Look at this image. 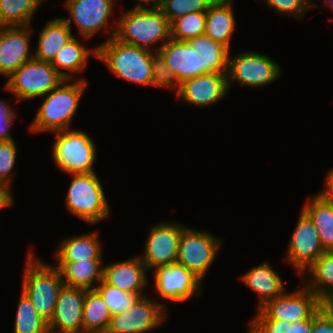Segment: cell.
<instances>
[{
	"label": "cell",
	"mask_w": 333,
	"mask_h": 333,
	"mask_svg": "<svg viewBox=\"0 0 333 333\" xmlns=\"http://www.w3.org/2000/svg\"><path fill=\"white\" fill-rule=\"evenodd\" d=\"M194 50L202 56L203 74L228 72L229 51L224 45L209 36L201 35L188 41Z\"/></svg>",
	"instance_id": "obj_27"
},
{
	"label": "cell",
	"mask_w": 333,
	"mask_h": 333,
	"mask_svg": "<svg viewBox=\"0 0 333 333\" xmlns=\"http://www.w3.org/2000/svg\"><path fill=\"white\" fill-rule=\"evenodd\" d=\"M43 0H0L1 26H30L32 15Z\"/></svg>",
	"instance_id": "obj_31"
},
{
	"label": "cell",
	"mask_w": 333,
	"mask_h": 333,
	"mask_svg": "<svg viewBox=\"0 0 333 333\" xmlns=\"http://www.w3.org/2000/svg\"><path fill=\"white\" fill-rule=\"evenodd\" d=\"M13 204V197L10 190H0V209Z\"/></svg>",
	"instance_id": "obj_43"
},
{
	"label": "cell",
	"mask_w": 333,
	"mask_h": 333,
	"mask_svg": "<svg viewBox=\"0 0 333 333\" xmlns=\"http://www.w3.org/2000/svg\"><path fill=\"white\" fill-rule=\"evenodd\" d=\"M86 289L63 285L48 329L62 333H83V305Z\"/></svg>",
	"instance_id": "obj_15"
},
{
	"label": "cell",
	"mask_w": 333,
	"mask_h": 333,
	"mask_svg": "<svg viewBox=\"0 0 333 333\" xmlns=\"http://www.w3.org/2000/svg\"><path fill=\"white\" fill-rule=\"evenodd\" d=\"M138 1L145 2V3H148L151 1L152 5H150V6H159L162 0H138Z\"/></svg>",
	"instance_id": "obj_44"
},
{
	"label": "cell",
	"mask_w": 333,
	"mask_h": 333,
	"mask_svg": "<svg viewBox=\"0 0 333 333\" xmlns=\"http://www.w3.org/2000/svg\"><path fill=\"white\" fill-rule=\"evenodd\" d=\"M111 33L118 41L151 51L150 45L171 39V23L158 6L144 7L137 4L131 11L122 15L117 31Z\"/></svg>",
	"instance_id": "obj_1"
},
{
	"label": "cell",
	"mask_w": 333,
	"mask_h": 333,
	"mask_svg": "<svg viewBox=\"0 0 333 333\" xmlns=\"http://www.w3.org/2000/svg\"><path fill=\"white\" fill-rule=\"evenodd\" d=\"M66 197L67 209L88 223H96L109 215V206L100 180L95 173L72 174Z\"/></svg>",
	"instance_id": "obj_5"
},
{
	"label": "cell",
	"mask_w": 333,
	"mask_h": 333,
	"mask_svg": "<svg viewBox=\"0 0 333 333\" xmlns=\"http://www.w3.org/2000/svg\"><path fill=\"white\" fill-rule=\"evenodd\" d=\"M326 2V4L330 5V7L333 8V0H327Z\"/></svg>",
	"instance_id": "obj_46"
},
{
	"label": "cell",
	"mask_w": 333,
	"mask_h": 333,
	"mask_svg": "<svg viewBox=\"0 0 333 333\" xmlns=\"http://www.w3.org/2000/svg\"><path fill=\"white\" fill-rule=\"evenodd\" d=\"M184 226L161 223L153 226L146 240L145 253L140 258L147 270L177 262L179 242Z\"/></svg>",
	"instance_id": "obj_13"
},
{
	"label": "cell",
	"mask_w": 333,
	"mask_h": 333,
	"mask_svg": "<svg viewBox=\"0 0 333 333\" xmlns=\"http://www.w3.org/2000/svg\"><path fill=\"white\" fill-rule=\"evenodd\" d=\"M154 275L155 289L166 300L182 302L188 300L197 290L202 281L191 271L179 263L156 267Z\"/></svg>",
	"instance_id": "obj_14"
},
{
	"label": "cell",
	"mask_w": 333,
	"mask_h": 333,
	"mask_svg": "<svg viewBox=\"0 0 333 333\" xmlns=\"http://www.w3.org/2000/svg\"><path fill=\"white\" fill-rule=\"evenodd\" d=\"M313 278L306 287L313 291L323 304L333 301V251H326L310 267ZM330 287V288H329Z\"/></svg>",
	"instance_id": "obj_28"
},
{
	"label": "cell",
	"mask_w": 333,
	"mask_h": 333,
	"mask_svg": "<svg viewBox=\"0 0 333 333\" xmlns=\"http://www.w3.org/2000/svg\"><path fill=\"white\" fill-rule=\"evenodd\" d=\"M96 50V56L117 76L137 84L151 85L152 51L122 43L114 37Z\"/></svg>",
	"instance_id": "obj_3"
},
{
	"label": "cell",
	"mask_w": 333,
	"mask_h": 333,
	"mask_svg": "<svg viewBox=\"0 0 333 333\" xmlns=\"http://www.w3.org/2000/svg\"><path fill=\"white\" fill-rule=\"evenodd\" d=\"M93 289L100 294L112 315L123 312L140 298L137 293L121 291L104 280L100 282L99 286H93Z\"/></svg>",
	"instance_id": "obj_34"
},
{
	"label": "cell",
	"mask_w": 333,
	"mask_h": 333,
	"mask_svg": "<svg viewBox=\"0 0 333 333\" xmlns=\"http://www.w3.org/2000/svg\"><path fill=\"white\" fill-rule=\"evenodd\" d=\"M33 256L29 253L27 257L22 292L31 300L37 313L49 323L64 281L56 266L46 265Z\"/></svg>",
	"instance_id": "obj_2"
},
{
	"label": "cell",
	"mask_w": 333,
	"mask_h": 333,
	"mask_svg": "<svg viewBox=\"0 0 333 333\" xmlns=\"http://www.w3.org/2000/svg\"><path fill=\"white\" fill-rule=\"evenodd\" d=\"M113 0H68L71 12L80 34L88 39L100 29H106L108 17L113 15Z\"/></svg>",
	"instance_id": "obj_19"
},
{
	"label": "cell",
	"mask_w": 333,
	"mask_h": 333,
	"mask_svg": "<svg viewBox=\"0 0 333 333\" xmlns=\"http://www.w3.org/2000/svg\"><path fill=\"white\" fill-rule=\"evenodd\" d=\"M249 333H311L312 317L290 323L284 320H253Z\"/></svg>",
	"instance_id": "obj_35"
},
{
	"label": "cell",
	"mask_w": 333,
	"mask_h": 333,
	"mask_svg": "<svg viewBox=\"0 0 333 333\" xmlns=\"http://www.w3.org/2000/svg\"><path fill=\"white\" fill-rule=\"evenodd\" d=\"M206 12H194L175 19L171 23V39L189 41L204 35Z\"/></svg>",
	"instance_id": "obj_33"
},
{
	"label": "cell",
	"mask_w": 333,
	"mask_h": 333,
	"mask_svg": "<svg viewBox=\"0 0 333 333\" xmlns=\"http://www.w3.org/2000/svg\"><path fill=\"white\" fill-rule=\"evenodd\" d=\"M12 108L6 104V102H0V141L13 140L8 132V129L14 120L16 112L11 110Z\"/></svg>",
	"instance_id": "obj_41"
},
{
	"label": "cell",
	"mask_w": 333,
	"mask_h": 333,
	"mask_svg": "<svg viewBox=\"0 0 333 333\" xmlns=\"http://www.w3.org/2000/svg\"><path fill=\"white\" fill-rule=\"evenodd\" d=\"M214 0H162L158 6L172 23L175 19L194 12H206Z\"/></svg>",
	"instance_id": "obj_36"
},
{
	"label": "cell",
	"mask_w": 333,
	"mask_h": 333,
	"mask_svg": "<svg viewBox=\"0 0 333 333\" xmlns=\"http://www.w3.org/2000/svg\"><path fill=\"white\" fill-rule=\"evenodd\" d=\"M325 252L316 227L302 211L288 245L287 261L303 275L306 267H310Z\"/></svg>",
	"instance_id": "obj_12"
},
{
	"label": "cell",
	"mask_w": 333,
	"mask_h": 333,
	"mask_svg": "<svg viewBox=\"0 0 333 333\" xmlns=\"http://www.w3.org/2000/svg\"><path fill=\"white\" fill-rule=\"evenodd\" d=\"M333 309V301L328 304Z\"/></svg>",
	"instance_id": "obj_48"
},
{
	"label": "cell",
	"mask_w": 333,
	"mask_h": 333,
	"mask_svg": "<svg viewBox=\"0 0 333 333\" xmlns=\"http://www.w3.org/2000/svg\"><path fill=\"white\" fill-rule=\"evenodd\" d=\"M164 304L141 296L123 312L111 316L106 333H146L165 319Z\"/></svg>",
	"instance_id": "obj_10"
},
{
	"label": "cell",
	"mask_w": 333,
	"mask_h": 333,
	"mask_svg": "<svg viewBox=\"0 0 333 333\" xmlns=\"http://www.w3.org/2000/svg\"><path fill=\"white\" fill-rule=\"evenodd\" d=\"M242 281L259 294L258 309L267 301L282 295L285 291L281 277L270 267L268 262L249 270L242 276Z\"/></svg>",
	"instance_id": "obj_23"
},
{
	"label": "cell",
	"mask_w": 333,
	"mask_h": 333,
	"mask_svg": "<svg viewBox=\"0 0 333 333\" xmlns=\"http://www.w3.org/2000/svg\"><path fill=\"white\" fill-rule=\"evenodd\" d=\"M220 244L219 239L211 233L185 227L179 242L177 263L202 281L215 259Z\"/></svg>",
	"instance_id": "obj_9"
},
{
	"label": "cell",
	"mask_w": 333,
	"mask_h": 333,
	"mask_svg": "<svg viewBox=\"0 0 333 333\" xmlns=\"http://www.w3.org/2000/svg\"><path fill=\"white\" fill-rule=\"evenodd\" d=\"M101 260H81L76 262H58L56 266L61 276H65L64 285L71 287L93 289L94 280L98 284L103 280V267H100Z\"/></svg>",
	"instance_id": "obj_25"
},
{
	"label": "cell",
	"mask_w": 333,
	"mask_h": 333,
	"mask_svg": "<svg viewBox=\"0 0 333 333\" xmlns=\"http://www.w3.org/2000/svg\"><path fill=\"white\" fill-rule=\"evenodd\" d=\"M64 80L51 62L33 57L9 76L5 88L22 101L47 95Z\"/></svg>",
	"instance_id": "obj_6"
},
{
	"label": "cell",
	"mask_w": 333,
	"mask_h": 333,
	"mask_svg": "<svg viewBox=\"0 0 333 333\" xmlns=\"http://www.w3.org/2000/svg\"><path fill=\"white\" fill-rule=\"evenodd\" d=\"M53 158L61 170L70 174L93 173L96 148L92 139L82 131H56Z\"/></svg>",
	"instance_id": "obj_7"
},
{
	"label": "cell",
	"mask_w": 333,
	"mask_h": 333,
	"mask_svg": "<svg viewBox=\"0 0 333 333\" xmlns=\"http://www.w3.org/2000/svg\"><path fill=\"white\" fill-rule=\"evenodd\" d=\"M313 222L326 251H333V200L320 193L307 202L302 210Z\"/></svg>",
	"instance_id": "obj_24"
},
{
	"label": "cell",
	"mask_w": 333,
	"mask_h": 333,
	"mask_svg": "<svg viewBox=\"0 0 333 333\" xmlns=\"http://www.w3.org/2000/svg\"><path fill=\"white\" fill-rule=\"evenodd\" d=\"M234 28L232 2L230 0H214L206 11L204 34L229 50Z\"/></svg>",
	"instance_id": "obj_21"
},
{
	"label": "cell",
	"mask_w": 333,
	"mask_h": 333,
	"mask_svg": "<svg viewBox=\"0 0 333 333\" xmlns=\"http://www.w3.org/2000/svg\"><path fill=\"white\" fill-rule=\"evenodd\" d=\"M97 235L95 232L65 239L57 249V262L101 260V246Z\"/></svg>",
	"instance_id": "obj_26"
},
{
	"label": "cell",
	"mask_w": 333,
	"mask_h": 333,
	"mask_svg": "<svg viewBox=\"0 0 333 333\" xmlns=\"http://www.w3.org/2000/svg\"><path fill=\"white\" fill-rule=\"evenodd\" d=\"M266 4L276 9L279 13L293 14L297 18L305 15L304 13L309 7L315 6L309 0H266Z\"/></svg>",
	"instance_id": "obj_39"
},
{
	"label": "cell",
	"mask_w": 333,
	"mask_h": 333,
	"mask_svg": "<svg viewBox=\"0 0 333 333\" xmlns=\"http://www.w3.org/2000/svg\"><path fill=\"white\" fill-rule=\"evenodd\" d=\"M311 333H333V309L328 304L312 316Z\"/></svg>",
	"instance_id": "obj_40"
},
{
	"label": "cell",
	"mask_w": 333,
	"mask_h": 333,
	"mask_svg": "<svg viewBox=\"0 0 333 333\" xmlns=\"http://www.w3.org/2000/svg\"><path fill=\"white\" fill-rule=\"evenodd\" d=\"M71 17L56 18L47 22L40 32L38 47L34 58L45 62H52L58 51L74 36L71 33Z\"/></svg>",
	"instance_id": "obj_22"
},
{
	"label": "cell",
	"mask_w": 333,
	"mask_h": 333,
	"mask_svg": "<svg viewBox=\"0 0 333 333\" xmlns=\"http://www.w3.org/2000/svg\"><path fill=\"white\" fill-rule=\"evenodd\" d=\"M151 85L177 88V92L179 91V83L176 80L175 76L171 73L163 55L159 51H152Z\"/></svg>",
	"instance_id": "obj_37"
},
{
	"label": "cell",
	"mask_w": 333,
	"mask_h": 333,
	"mask_svg": "<svg viewBox=\"0 0 333 333\" xmlns=\"http://www.w3.org/2000/svg\"><path fill=\"white\" fill-rule=\"evenodd\" d=\"M90 52L96 56L97 50L96 48L91 50L86 49L80 45L79 39L74 37L58 51L51 64L65 80H70L72 79V75L65 73L59 68H64L70 72L72 71V73L81 71L86 67Z\"/></svg>",
	"instance_id": "obj_30"
},
{
	"label": "cell",
	"mask_w": 333,
	"mask_h": 333,
	"mask_svg": "<svg viewBox=\"0 0 333 333\" xmlns=\"http://www.w3.org/2000/svg\"><path fill=\"white\" fill-rule=\"evenodd\" d=\"M31 32L29 26L0 27V74L9 77L34 57L29 55Z\"/></svg>",
	"instance_id": "obj_17"
},
{
	"label": "cell",
	"mask_w": 333,
	"mask_h": 333,
	"mask_svg": "<svg viewBox=\"0 0 333 333\" xmlns=\"http://www.w3.org/2000/svg\"><path fill=\"white\" fill-rule=\"evenodd\" d=\"M16 151L14 140L0 141V179L8 188H10L9 176L15 164Z\"/></svg>",
	"instance_id": "obj_38"
},
{
	"label": "cell",
	"mask_w": 333,
	"mask_h": 333,
	"mask_svg": "<svg viewBox=\"0 0 333 333\" xmlns=\"http://www.w3.org/2000/svg\"><path fill=\"white\" fill-rule=\"evenodd\" d=\"M178 83L203 74V60L188 41L170 39L157 49Z\"/></svg>",
	"instance_id": "obj_18"
},
{
	"label": "cell",
	"mask_w": 333,
	"mask_h": 333,
	"mask_svg": "<svg viewBox=\"0 0 333 333\" xmlns=\"http://www.w3.org/2000/svg\"><path fill=\"white\" fill-rule=\"evenodd\" d=\"M44 333H62V332H56V331H52L50 329H47Z\"/></svg>",
	"instance_id": "obj_47"
},
{
	"label": "cell",
	"mask_w": 333,
	"mask_h": 333,
	"mask_svg": "<svg viewBox=\"0 0 333 333\" xmlns=\"http://www.w3.org/2000/svg\"><path fill=\"white\" fill-rule=\"evenodd\" d=\"M68 81L70 80L62 81L61 84L49 92L50 94L43 101L32 122L31 131L49 130L56 132L68 129L69 123L78 108L83 90L87 85V82L83 79L71 84H67Z\"/></svg>",
	"instance_id": "obj_4"
},
{
	"label": "cell",
	"mask_w": 333,
	"mask_h": 333,
	"mask_svg": "<svg viewBox=\"0 0 333 333\" xmlns=\"http://www.w3.org/2000/svg\"><path fill=\"white\" fill-rule=\"evenodd\" d=\"M48 323L37 313L31 300L22 292L17 307L14 333H44Z\"/></svg>",
	"instance_id": "obj_32"
},
{
	"label": "cell",
	"mask_w": 333,
	"mask_h": 333,
	"mask_svg": "<svg viewBox=\"0 0 333 333\" xmlns=\"http://www.w3.org/2000/svg\"><path fill=\"white\" fill-rule=\"evenodd\" d=\"M323 303L305 286L294 293L282 295L267 301L257 311L254 320H284L290 323L311 318Z\"/></svg>",
	"instance_id": "obj_8"
},
{
	"label": "cell",
	"mask_w": 333,
	"mask_h": 333,
	"mask_svg": "<svg viewBox=\"0 0 333 333\" xmlns=\"http://www.w3.org/2000/svg\"><path fill=\"white\" fill-rule=\"evenodd\" d=\"M0 190H10L0 179Z\"/></svg>",
	"instance_id": "obj_45"
},
{
	"label": "cell",
	"mask_w": 333,
	"mask_h": 333,
	"mask_svg": "<svg viewBox=\"0 0 333 333\" xmlns=\"http://www.w3.org/2000/svg\"><path fill=\"white\" fill-rule=\"evenodd\" d=\"M280 68L266 55L246 52L235 58L228 57L227 78L237 80L241 85L263 86L280 75Z\"/></svg>",
	"instance_id": "obj_11"
},
{
	"label": "cell",
	"mask_w": 333,
	"mask_h": 333,
	"mask_svg": "<svg viewBox=\"0 0 333 333\" xmlns=\"http://www.w3.org/2000/svg\"><path fill=\"white\" fill-rule=\"evenodd\" d=\"M112 314L95 289H86L83 305V333H106Z\"/></svg>",
	"instance_id": "obj_29"
},
{
	"label": "cell",
	"mask_w": 333,
	"mask_h": 333,
	"mask_svg": "<svg viewBox=\"0 0 333 333\" xmlns=\"http://www.w3.org/2000/svg\"><path fill=\"white\" fill-rule=\"evenodd\" d=\"M227 73H205L179 84L177 92L187 104L208 106L226 95L230 86Z\"/></svg>",
	"instance_id": "obj_16"
},
{
	"label": "cell",
	"mask_w": 333,
	"mask_h": 333,
	"mask_svg": "<svg viewBox=\"0 0 333 333\" xmlns=\"http://www.w3.org/2000/svg\"><path fill=\"white\" fill-rule=\"evenodd\" d=\"M326 189L320 194L330 200H333V169L326 176Z\"/></svg>",
	"instance_id": "obj_42"
},
{
	"label": "cell",
	"mask_w": 333,
	"mask_h": 333,
	"mask_svg": "<svg viewBox=\"0 0 333 333\" xmlns=\"http://www.w3.org/2000/svg\"><path fill=\"white\" fill-rule=\"evenodd\" d=\"M146 270L140 257L112 263L103 268V280L121 291L137 293L141 297L147 283Z\"/></svg>",
	"instance_id": "obj_20"
}]
</instances>
